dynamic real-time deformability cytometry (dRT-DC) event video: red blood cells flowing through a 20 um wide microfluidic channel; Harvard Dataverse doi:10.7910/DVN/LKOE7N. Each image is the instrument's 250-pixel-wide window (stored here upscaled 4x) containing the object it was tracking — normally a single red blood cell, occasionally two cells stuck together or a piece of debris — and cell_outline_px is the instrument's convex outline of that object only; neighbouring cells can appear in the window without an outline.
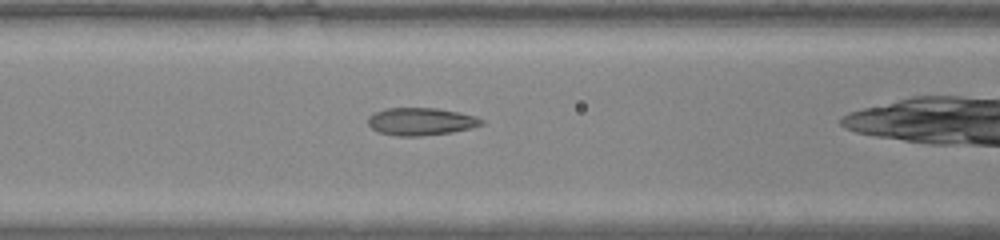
{"species": "common noctule bat (a hibernating species)", "species_latin": "Nyctalus noctula", "temperature_condition": "warm", "stored_images_in_passage": 39, "camera_frame_rate_fps": 3000, "um_per_image_px": 0.085, "animal": {"sex": "male", "body_mass_g": 20.0, "forearm_length_mm": 53.3}, "frame": {"image": 1, "passage_image": 19, "time_ms": 6.0, "image_size_px": [1000, 240], "cell_outline_px": [[484, 124], [472, 128], [452, 132], [420, 136], [396, 136], [380, 132], [372, 128], [368, 124], [368, 116], [376, 112], [388, 108], [436, 108], [460, 112], [476, 116], [484, 120]], "centroid_in_image_um": [35.82, 10.33], "position_along_channel_um": 130.8, "area_um2": 18.26}}
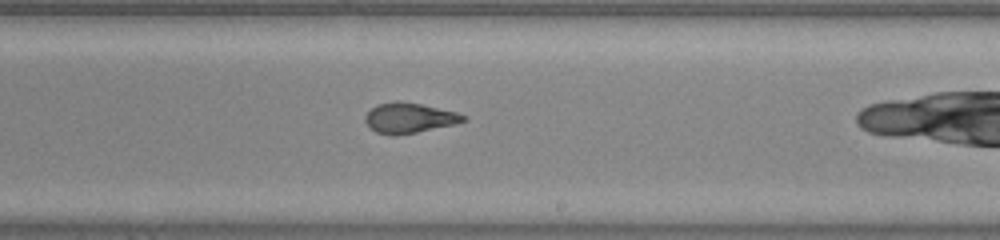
{"frame": {"image": 2, "passage_image": 28, "time_ms": 9.0, "image_size_px": [1000, 240], "cell_outline_px": [[468, 120], [456, 124], [396, 136], [392, 136], [376, 132], [364, 120], [364, 116], [376, 104], [396, 100], [400, 100], [420, 104], [456, 112], [468, 116]], "centroid_in_image_um": [34.79, 10.02], "position_along_channel_um": 254.2, "area_um2": 17.4}}
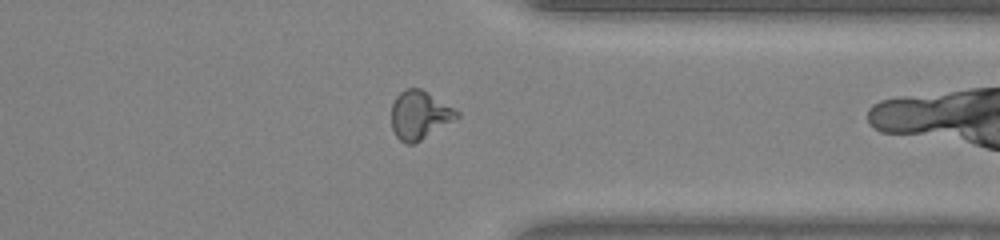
{"frame": {"image": 3, "passage_image": 37, "time_ms": 12.0, "image_size_px": [1000, 240], "cell_outline_px": [[460, 116], [416, 144], [408, 144], [400, 140], [396, 136], [392, 128], [392, 104], [396, 96], [404, 88], [420, 88], [428, 92], [460, 112]], "centroid_in_image_um": [35.66, 9.78], "position_along_channel_um": 375.7, "area_um2": 18.5}}